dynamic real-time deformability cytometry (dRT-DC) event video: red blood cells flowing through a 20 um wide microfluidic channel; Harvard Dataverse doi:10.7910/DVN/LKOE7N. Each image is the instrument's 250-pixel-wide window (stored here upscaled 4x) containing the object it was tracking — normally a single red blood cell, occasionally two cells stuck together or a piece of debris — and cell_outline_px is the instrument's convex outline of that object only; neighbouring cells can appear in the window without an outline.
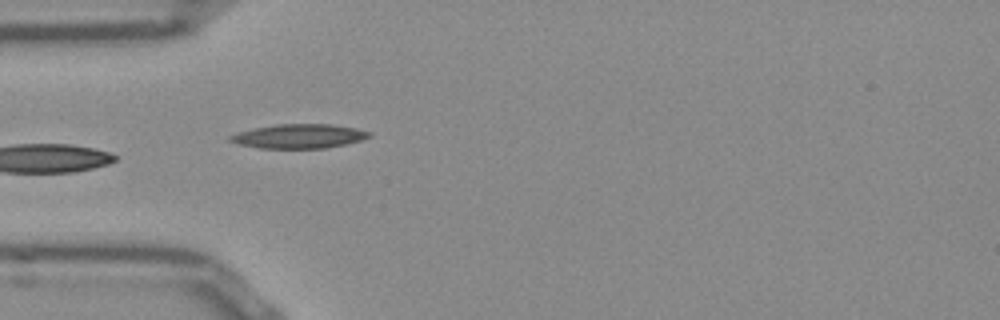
{"species": "Egyptian fruit bat (a non-hibernating species)", "species_latin": "Rousettus aegyptiacus", "temperature_condition": "room temperature", "stored_images_in_passage": 27, "camera_frame_rate_fps": 3000, "um_per_image_px": 0.085, "frame": {"image": 1, "passage_image": 5, "time_ms": 1.333, "image_size_px": [1000, 320], "cell_outline_px": [[372, 136], [360, 140], [344, 144], [324, 148], [260, 148], [240, 144], [228, 140], [228, 136], [240, 132], [256, 128], [276, 124], [332, 124], [356, 128], [372, 132]], "centroid_in_image_um": [25.45, 11.57], "position_along_channel_um": 59.6, "area_um2": 19.42}}